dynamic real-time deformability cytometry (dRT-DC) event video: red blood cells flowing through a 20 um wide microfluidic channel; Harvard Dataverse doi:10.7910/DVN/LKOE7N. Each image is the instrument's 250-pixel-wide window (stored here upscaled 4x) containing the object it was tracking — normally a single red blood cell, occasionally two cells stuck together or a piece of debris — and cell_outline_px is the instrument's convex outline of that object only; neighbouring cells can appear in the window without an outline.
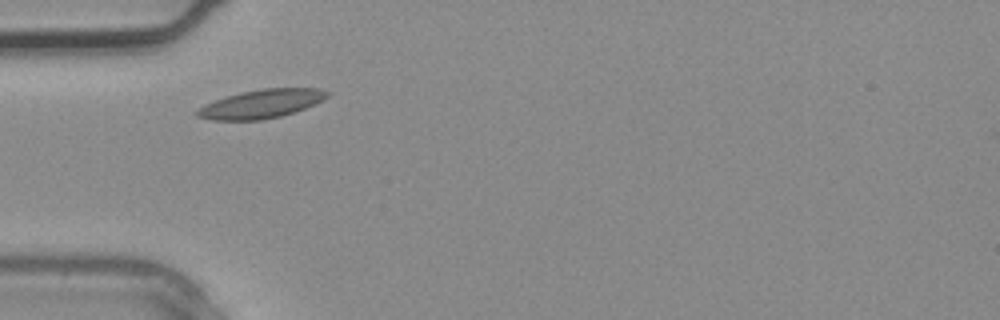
{"species": "common noctule bat (a hibernating species)", "species_latin": "Nyctalus noctula", "temperature_condition": "warm", "stored_images_in_passage": 1, "camera_frame_rate_fps": 3000, "um_per_image_px": 0.085, "animal": {"sex": "male", "body_mass_g": 20.4}, "frame": {"image": 1, "passage_image": 1, "time_ms": 0.0, "image_size_px": [1000, 320], "cell_outline_px": [[332, 92], [328, 96], [304, 108], [280, 116], [260, 120], [212, 120], [196, 116], [192, 112], [204, 104], [240, 92], [264, 88], [320, 88]], "centroid_in_image_um": [22.16, 8.82], "position_along_channel_um": 62.8, "area_um2": 21.56}}